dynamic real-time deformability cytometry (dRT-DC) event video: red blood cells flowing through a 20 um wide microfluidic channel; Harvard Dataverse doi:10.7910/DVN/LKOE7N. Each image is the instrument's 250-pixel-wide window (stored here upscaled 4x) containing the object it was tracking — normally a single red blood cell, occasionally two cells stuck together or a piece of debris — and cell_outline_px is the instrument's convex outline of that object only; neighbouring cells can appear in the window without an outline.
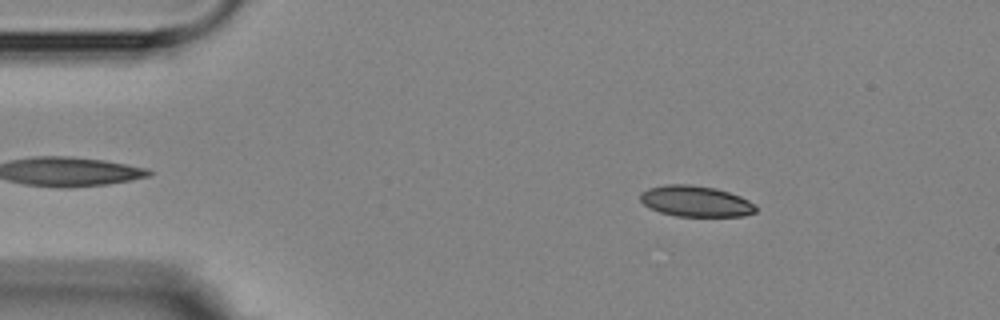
{"species": "Egyptian fruit bat (a non-hibernating species)", "species_latin": "Rousettus aegyptiacus", "temperature_condition": "room temperature", "stored_images_in_passage": 5, "camera_frame_rate_fps": 3000, "um_per_image_px": 0.085, "animal": {"sex": "female"}, "frame": {"image": 1, "passage_image": 2, "time_ms": 1.0, "image_size_px": [1000, 320], "cell_outline_px": [[756, 212], [744, 216], [676, 216], [660, 212], [644, 204], [640, 200], [640, 192], [648, 188], [668, 184], [688, 184], [716, 188], [740, 196], [756, 204]], "centroid_in_image_um": [59.14, 17.1], "position_along_channel_um": 25.9, "area_um2": 20.81}}